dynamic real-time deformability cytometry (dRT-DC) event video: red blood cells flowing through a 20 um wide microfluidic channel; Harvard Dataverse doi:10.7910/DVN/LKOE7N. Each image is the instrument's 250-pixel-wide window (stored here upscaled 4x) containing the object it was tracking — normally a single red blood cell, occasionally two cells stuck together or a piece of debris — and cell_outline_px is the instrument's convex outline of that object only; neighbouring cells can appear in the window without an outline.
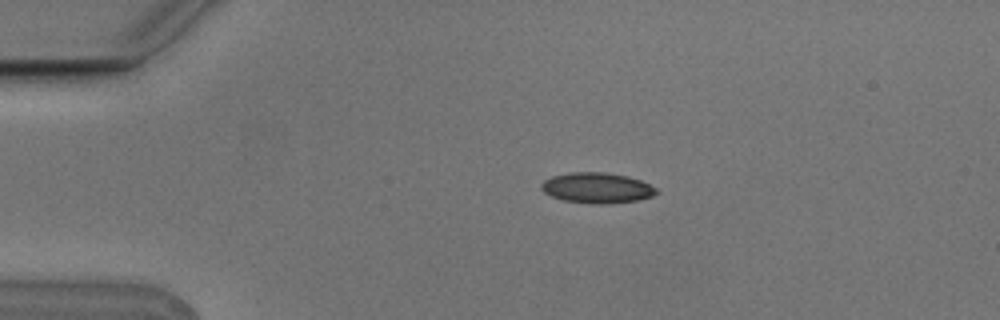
{"species": "Egyptian fruit bat (a non-hibernating species)", "species_latin": "Rousettus aegyptiacus", "temperature_condition": "cold", "stored_images_in_passage": 3, "camera_frame_rate_fps": 3000, "um_per_image_px": 0.085, "animal": {"sex": "male"}, "frame": {"image": 1, "passage_image": 1, "time_ms": 0.0, "image_size_px": [1000, 320], "cell_outline_px": [[660, 192], [652, 196], [636, 200], [600, 204], [596, 204], [564, 200], [552, 196], [544, 192], [540, 188], [540, 184], [544, 180], [552, 176], [568, 172], [604, 172], [628, 176], [640, 180], [656, 188]], "centroid_in_image_um": [50.72, 15.95], "position_along_channel_um": 34.3, "area_um2": 20.35}}
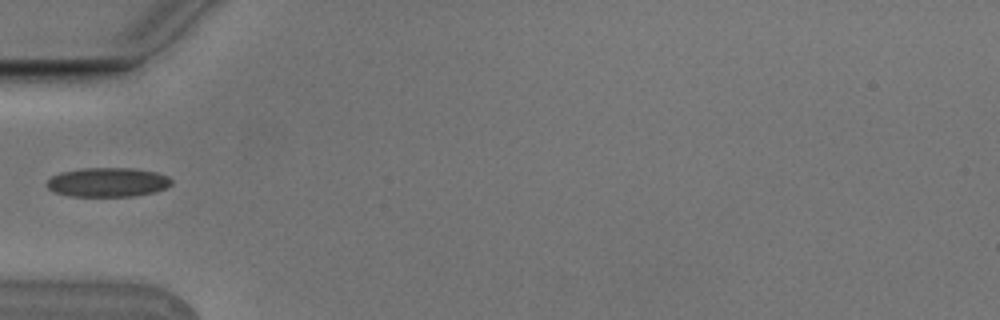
{"frame": {"image": 2, "passage_image": 3, "time_ms": 0.667, "image_size_px": [1000, 320], "cell_outline_px": [[172, 184], [164, 188], [152, 192], [132, 196], [68, 196], [56, 192], [48, 188], [44, 184], [52, 176], [60, 172], [80, 168], [136, 168], [156, 172], [168, 176], [172, 180]], "centroid_in_image_um": [9.13, 15.48], "position_along_channel_um": 75.9, "area_um2": 21.27}}